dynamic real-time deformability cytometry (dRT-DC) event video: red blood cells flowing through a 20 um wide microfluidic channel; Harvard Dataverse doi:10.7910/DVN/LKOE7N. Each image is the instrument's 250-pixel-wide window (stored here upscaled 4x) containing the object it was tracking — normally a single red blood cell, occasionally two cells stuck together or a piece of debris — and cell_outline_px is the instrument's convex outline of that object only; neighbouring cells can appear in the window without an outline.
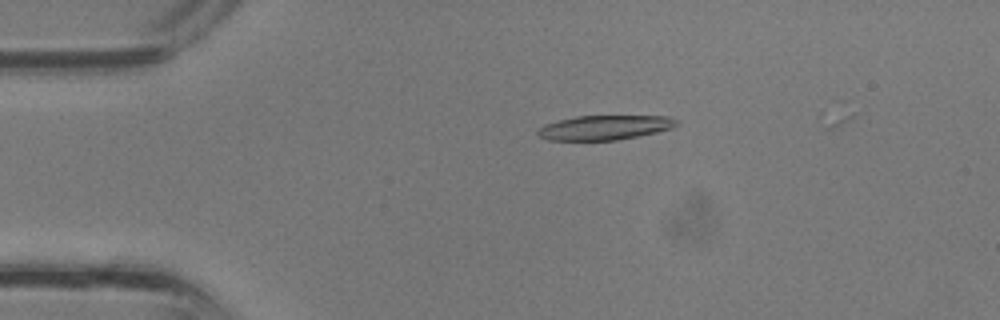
{"species": "common noctule bat (a hibernating species)", "species_latin": "Nyctalus noctula", "temperature_condition": "room temperature", "stored_images_in_passage": 27, "camera_frame_rate_fps": 3000, "um_per_image_px": 0.085, "animal": {"sex": "male", "body_mass_g": 13.3}, "frame": {"image": 1, "passage_image": 3, "time_ms": 0.667, "image_size_px": [1000, 320], "cell_outline_px": [[680, 124], [672, 128], [656, 132], [616, 140], [548, 140], [540, 136], [536, 132], [544, 124], [576, 116], [668, 116], [680, 120]], "centroid_in_image_um": [51.44, 10.83], "position_along_channel_um": 33.6, "area_um2": 19.77}}
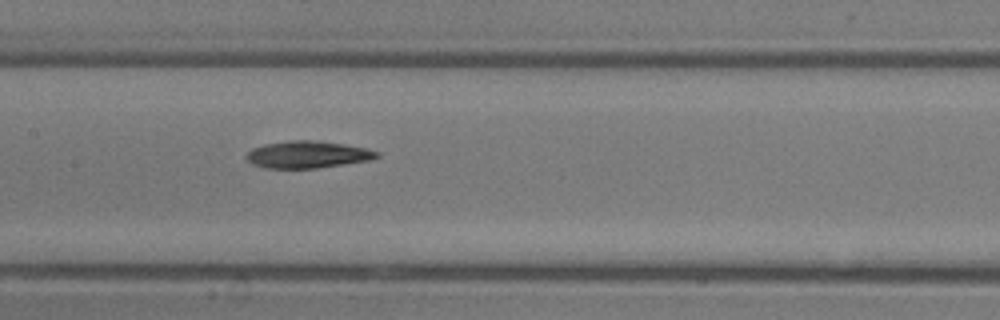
{"frame": {"image": 2, "passage_image": 13, "time_ms": 4.0, "image_size_px": [1000, 320], "cell_outline_px": [[380, 156], [368, 160], [344, 164], [316, 168], [264, 168], [252, 164], [244, 156], [252, 148], [264, 144], [288, 140], [316, 140], [344, 144], [368, 148], [380, 152]], "centroid_in_image_um": [26.13, 13.13], "position_along_channel_um": 181.3, "area_um2": 20.69}}
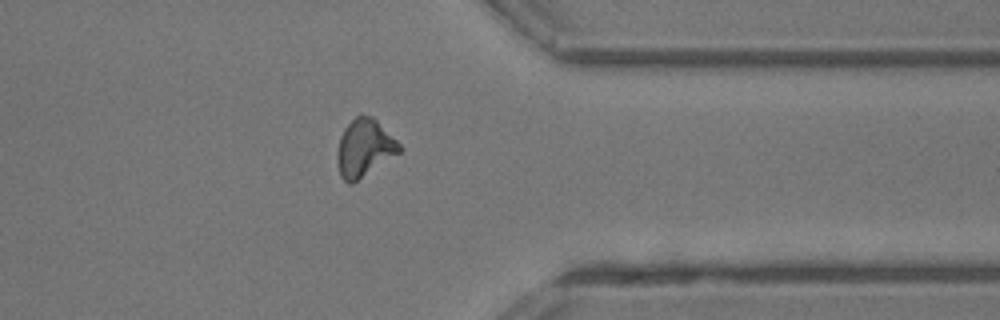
{"frame": {"image": 3, "passage_image": 24, "time_ms": 7.667, "image_size_px": [1000, 320], "cell_outline_px": [[404, 148], [400, 152], [352, 184], [348, 184], [340, 176], [340, 136], [344, 128], [360, 112], [372, 116]], "centroid_in_image_um": [31.02, 12.55], "position_along_channel_um": 380.4, "area_um2": 20.23}}